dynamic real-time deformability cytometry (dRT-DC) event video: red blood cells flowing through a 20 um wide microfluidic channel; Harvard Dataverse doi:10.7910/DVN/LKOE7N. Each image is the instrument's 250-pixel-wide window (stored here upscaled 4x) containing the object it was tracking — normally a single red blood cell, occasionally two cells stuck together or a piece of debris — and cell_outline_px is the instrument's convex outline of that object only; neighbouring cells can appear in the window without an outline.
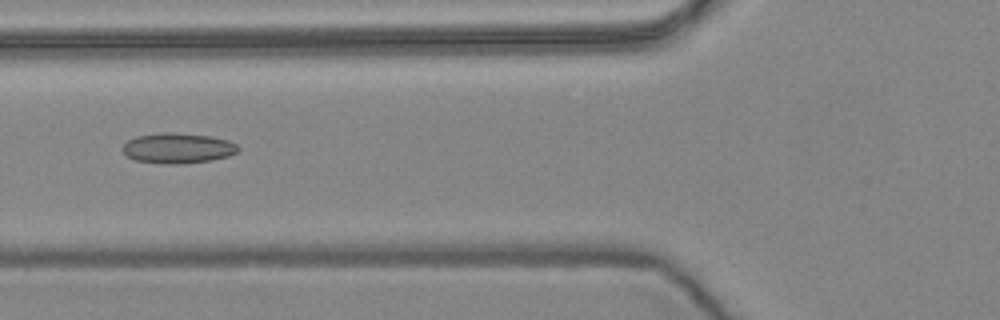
{"species": "common noctule bat (a hibernating species)", "species_latin": "Nyctalus noctula", "temperature_condition": "warm", "stored_images_in_passage": 10, "camera_frame_rate_fps": 3000, "um_per_image_px": 0.085, "animal": {"sex": "female", "body_mass_g": 24.6, "forearm_length_mm": 56.2}, "frame": {"image": 1, "passage_image": 4, "time_ms": 1.0, "image_size_px": [1000, 320], "cell_outline_px": [[240, 148], [236, 152], [228, 156], [212, 160], [180, 164], [164, 164], [136, 160], [128, 156], [120, 148], [128, 140], [136, 136], [160, 132], [172, 132], [212, 136], [228, 140], [236, 144]], "centroid_in_image_um": [15.11, 12.58], "position_along_channel_um": 110.7, "area_um2": 20.52}}
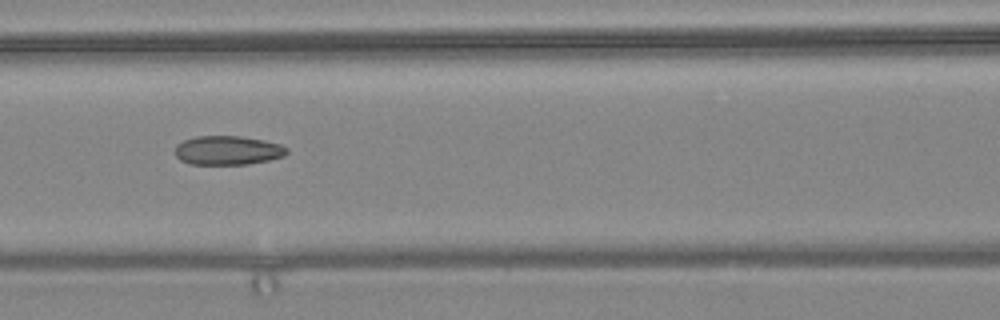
{"frame": {"image": 2, "passage_image": 7, "time_ms": 2.0, "image_size_px": [1000, 320], "cell_outline_px": [[288, 152], [284, 156], [268, 160], [248, 164], [188, 164], [180, 160], [176, 156], [176, 144], [184, 140], [196, 136], [240, 136], [264, 140], [280, 144], [288, 148]], "centroid_in_image_um": [19.36, 12.78], "position_along_channel_um": 147.2, "area_um2": 18.96}}